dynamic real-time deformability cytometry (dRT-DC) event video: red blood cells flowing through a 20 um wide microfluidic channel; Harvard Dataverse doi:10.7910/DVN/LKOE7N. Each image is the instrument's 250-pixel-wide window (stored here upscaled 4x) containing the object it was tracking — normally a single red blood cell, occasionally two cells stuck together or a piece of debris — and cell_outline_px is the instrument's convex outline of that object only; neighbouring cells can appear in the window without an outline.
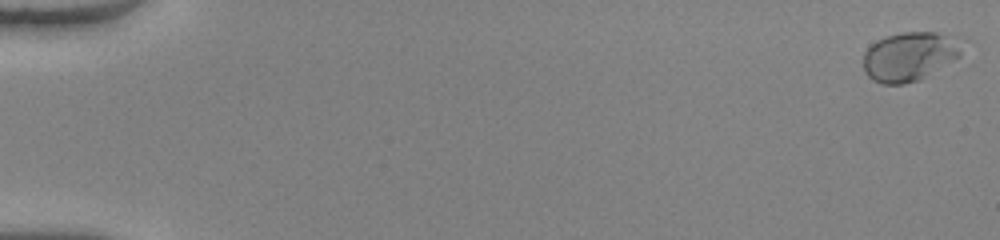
{"species": "human", "species_latin": "Homo sapiens", "temperature_condition": "warm", "stored_images_in_passage": 53, "camera_frame_rate_fps": 3000, "um_per_image_px": 0.085, "donor": {"sex": "female"}, "frame": {"image": 1, "passage_image": 2, "time_ms": 0.333, "image_size_px": [1000, 240], "cell_outline_px": [[960, 56], [916, 80], [904, 84], [880, 84], [872, 80], [868, 76], [864, 68], [864, 52], [876, 40], [884, 36], [900, 32], [936, 32], [944, 36], [960, 52]], "centroid_in_image_um": [77.12, 4.82], "position_along_channel_um": 7.9, "area_um2": 26.88}}
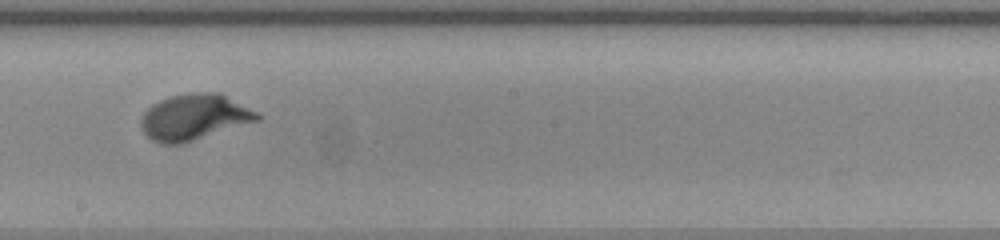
{"frame": {"image": 2, "passage_image": 32, "time_ms": 10.333, "image_size_px": [1000, 240], "cell_outline_px": [[260, 120], [184, 144], [160, 144], [152, 140], [144, 132], [140, 124], [140, 120], [144, 112], [152, 104], [160, 100], [172, 96], [200, 92], [216, 92], [260, 112]], "centroid_in_image_um": [16.52, 9.98], "position_along_channel_um": 231.7, "area_um2": 31.15}}
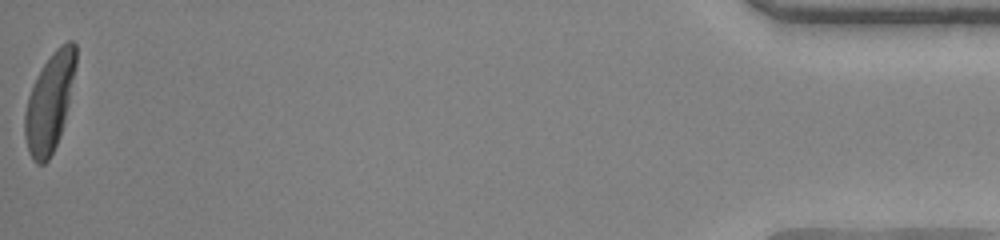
{"frame": {"image": 3, "passage_image": 53, "time_ms": 17.333, "image_size_px": [1000, 240], "cell_outline_px": [[76, 68], [64, 124], [60, 136], [48, 160], [44, 164], [36, 164], [32, 160], [28, 152], [24, 136], [24, 112], [28, 96], [44, 64], [52, 52], [60, 44], [68, 40], [72, 40], [76, 44]], "centroid_in_image_um": [4.22, 8.72], "position_along_channel_um": 431.0, "area_um2": 29.25}, "authors_computed_cell_mechanics": {"area_um2": 28.3798, "velocity_mm_per_s": 4.0977, "shape_relaxation_time_tau1_ms": 2.3461, "shape_relaxation_time_tau2_ms": null, "deformation_change_tau1": 0.19, "deformation_change_tau2": null}}